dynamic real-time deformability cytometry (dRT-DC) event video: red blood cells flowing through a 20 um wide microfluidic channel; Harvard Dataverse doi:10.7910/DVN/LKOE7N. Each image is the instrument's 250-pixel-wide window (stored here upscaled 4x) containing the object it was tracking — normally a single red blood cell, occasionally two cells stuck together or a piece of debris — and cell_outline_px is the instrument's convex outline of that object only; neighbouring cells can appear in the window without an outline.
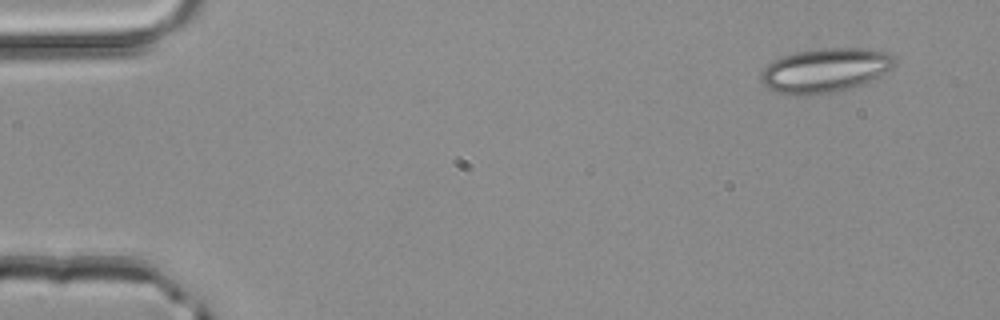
{"species": "common noctule bat (a hibernating species)", "species_latin": "Nyctalus noctula", "temperature_condition": "room temperature", "stored_images_in_passage": 4, "camera_frame_rate_fps": 3000, "um_per_image_px": 0.085, "animal": {"sex": "male", "body_mass_g": 20.4}, "frame": {"image": 1, "passage_image": 1, "time_ms": 0.0, "image_size_px": [1000, 320], "cell_outline_px": [[896, 64], [892, 68], [876, 80], [840, 92], [804, 96], [800, 96], [776, 92], [768, 88], [760, 80], [760, 72], [772, 60], [780, 56], [796, 52], [820, 48], [872, 48], [888, 52], [892, 56]], "centroid_in_image_um": [70.16, 5.99], "position_along_channel_um": 14.8, "area_um2": 35.32}}